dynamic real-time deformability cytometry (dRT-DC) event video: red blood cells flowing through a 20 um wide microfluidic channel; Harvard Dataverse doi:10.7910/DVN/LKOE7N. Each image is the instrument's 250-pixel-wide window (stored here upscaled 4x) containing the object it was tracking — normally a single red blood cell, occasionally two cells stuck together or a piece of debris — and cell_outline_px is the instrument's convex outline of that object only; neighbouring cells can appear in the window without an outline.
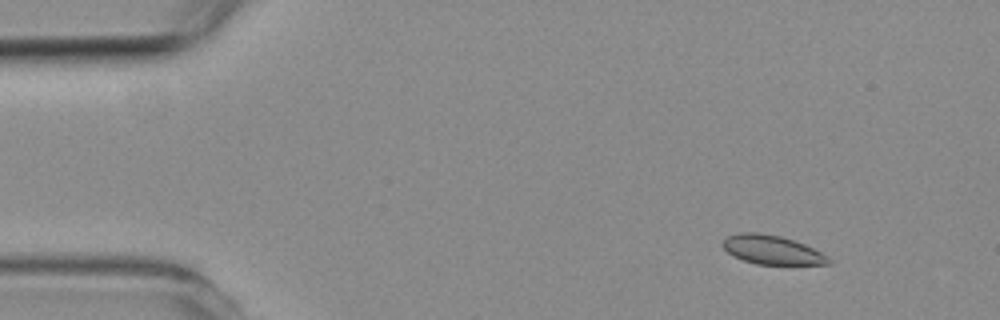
{"species": "common noctule bat (a hibernating species)", "species_latin": "Nyctalus noctula", "temperature_condition": "room temperature", "stored_images_in_passage": 5, "camera_frame_rate_fps": 3000, "um_per_image_px": 0.085, "animal": {"sex": "female", "body_mass_g": 19.3, "forearm_length_mm": 54.1}, "frame": {"image": 1, "passage_image": 2, "time_ms": 1.333, "image_size_px": [1000, 320], "cell_outline_px": [[832, 264], [756, 264], [732, 256], [720, 244], [728, 236], [740, 232], [756, 232], [780, 236], [804, 244], [828, 256], [832, 260]], "centroid_in_image_um": [65.6, 21.24], "position_along_channel_um": 19.4, "area_um2": 17.74}}
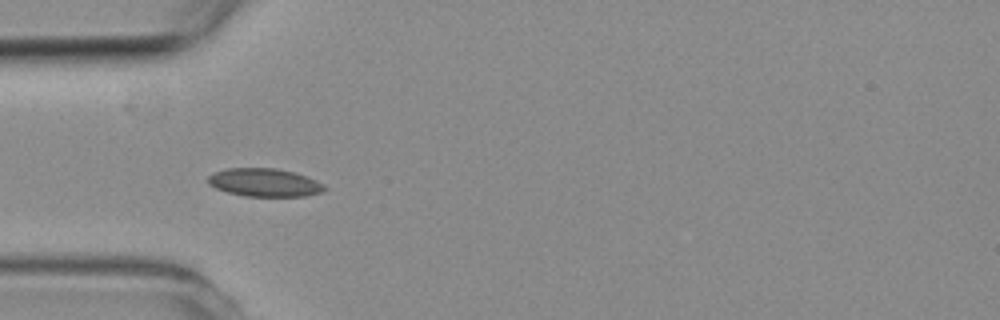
{"frame": {"image": 2, "passage_image": 5, "time_ms": 4.667, "image_size_px": [1000, 320], "cell_outline_px": [[328, 188], [320, 192], [304, 196], [244, 196], [228, 192], [216, 188], [208, 184], [208, 176], [212, 172], [228, 168], [276, 168], [292, 172], [316, 180], [324, 184]], "centroid_in_image_um": [22.45, 15.51], "position_along_channel_um": 62.5, "area_um2": 19.02}}